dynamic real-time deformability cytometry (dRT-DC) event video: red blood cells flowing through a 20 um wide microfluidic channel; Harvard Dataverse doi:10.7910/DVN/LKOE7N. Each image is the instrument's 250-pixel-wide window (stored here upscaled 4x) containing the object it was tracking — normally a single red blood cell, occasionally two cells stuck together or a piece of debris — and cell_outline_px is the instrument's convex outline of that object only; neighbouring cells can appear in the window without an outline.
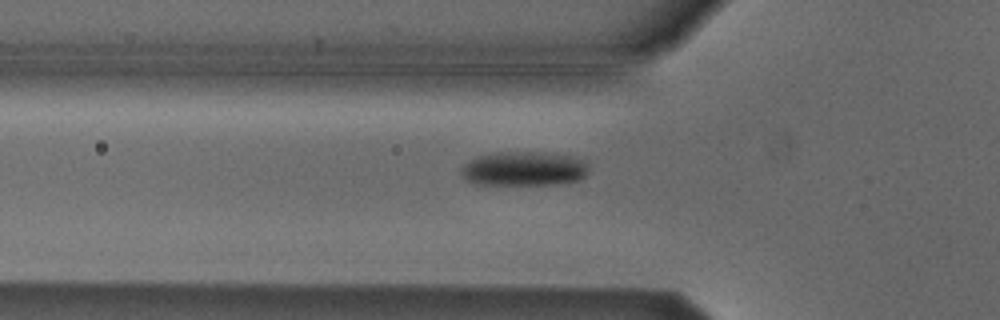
{"species": "Egyptian fruit bat (a non-hibernating species)", "species_latin": "Rousettus aegyptiacus", "temperature_condition": "cold", "stored_images_in_passage": 39, "camera_frame_rate_fps": 3000, "um_per_image_px": 0.085, "animal": {"sex": "male"}, "frame": {"image": 1, "passage_image": 3, "time_ms": 0.667, "image_size_px": [1000, 320], "cell_outline_px": [[588, 172], [580, 180], [568, 184], [480, 184], [468, 180], [460, 172], [460, 168], [464, 164], [476, 156], [488, 152], [544, 152], [568, 156], [588, 160]], "centroid_in_image_um": [44.57, 14.33], "position_along_channel_um": 81.2, "area_um2": 25.84}}
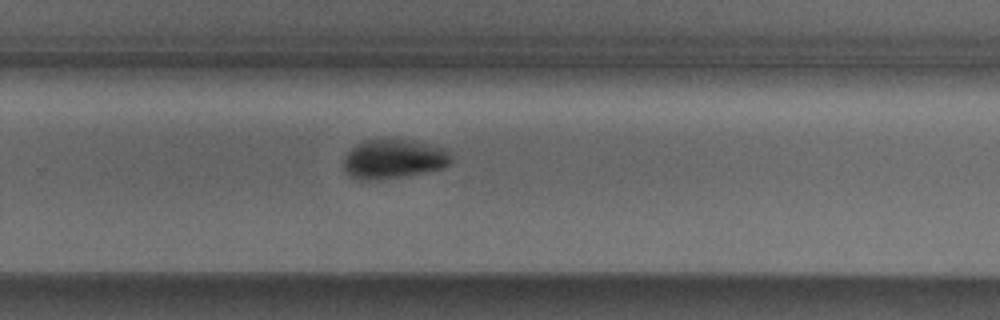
{"frame": {"image": 2, "passage_image": 20, "time_ms": 6.333, "image_size_px": [1000, 320], "cell_outline_px": [[452, 160], [444, 168], [404, 176], [372, 180], [364, 180], [348, 176], [344, 168], [344, 156], [356, 144], [364, 140], [388, 136], [448, 148], [452, 156]], "centroid_in_image_um": [33.46, 13.47], "position_along_channel_um": 296.3, "area_um2": 25.2}}
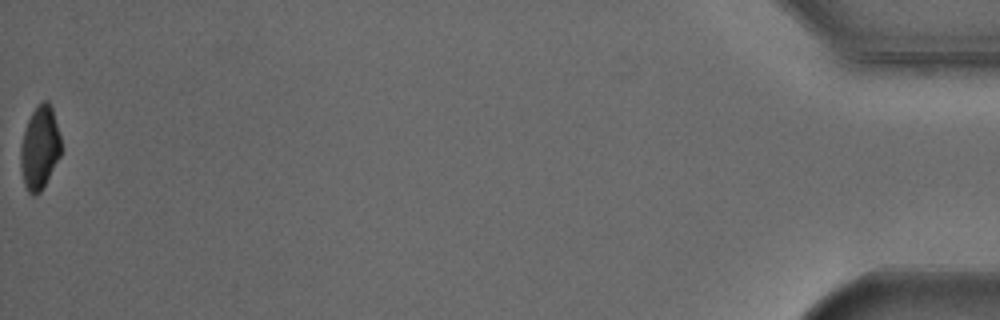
{"frame": {"image": 3, "passage_image": 39, "time_ms": 12.667, "image_size_px": [1000, 320], "cell_outline_px": [[60, 156], [40, 192], [36, 196], [28, 192], [24, 184], [20, 168], [20, 148], [24, 132], [28, 120], [32, 112], [44, 100], [48, 100], [52, 108], [60, 136]], "centroid_in_image_um": [3.36, 12.58], "position_along_channel_um": 431.8, "area_um2": 19.31}, "authors_computed_cell_mechanics": {"area_um2": 24.7384, "velocity_mm_per_s": 3.8049, "shape_relaxation_time_tau1_ms": 2.5926, "shape_relaxation_time_tau2_ms": null, "deformation_change_tau1": 0.0923, "deformation_change_tau2": null}}